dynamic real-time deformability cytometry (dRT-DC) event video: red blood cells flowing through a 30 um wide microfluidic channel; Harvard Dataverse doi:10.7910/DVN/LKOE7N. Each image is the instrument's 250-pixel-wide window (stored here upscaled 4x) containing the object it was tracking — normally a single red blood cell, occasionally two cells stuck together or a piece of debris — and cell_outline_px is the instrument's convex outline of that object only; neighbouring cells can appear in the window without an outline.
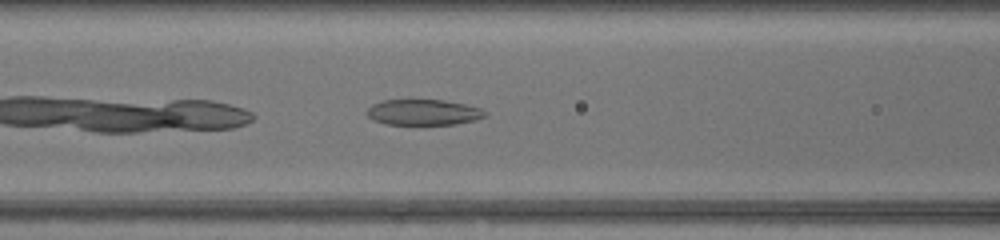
{"species": "common noctule bat (a hibernating species)", "species_latin": "Nyctalus noctula", "temperature_condition": "warm", "stored_images_in_passage": 25, "camera_frame_rate_fps": 3000, "um_per_image_px": 0.085, "animal": {"sex": "female", "body_mass_g": 17.0, "forearm_length_mm": 48.0}, "frame": {"image": 1, "passage_image": 5, "time_ms": 1.333, "image_size_px": [1000, 240], "cell_outline_px": [[488, 112], [484, 116], [476, 120], [456, 124], [388, 124], [372, 120], [364, 112], [372, 104], [384, 100], [444, 100], [464, 104], [480, 108]], "centroid_in_image_um": [35.97, 9.54], "position_along_channel_um": 130.6, "area_um2": 17.69}}
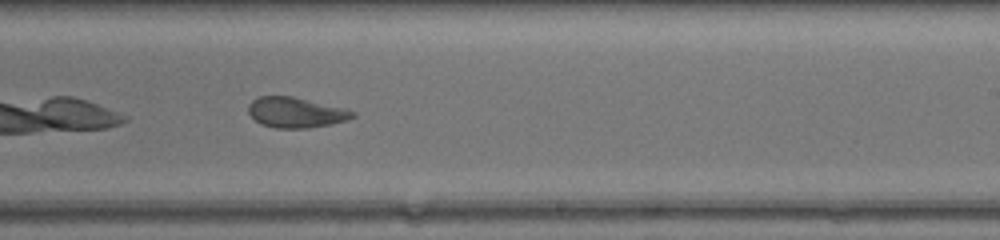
{"frame": {"image": 2, "passage_image": 14, "time_ms": 4.333, "image_size_px": [1000, 240], "cell_outline_px": [[356, 116], [348, 120], [308, 128], [276, 128], [260, 124], [248, 112], [248, 104], [252, 100], [260, 96], [292, 96], [348, 108], [356, 112]], "centroid_in_image_um": [25.18, 9.55], "position_along_channel_um": 263.8, "area_um2": 18.61}}
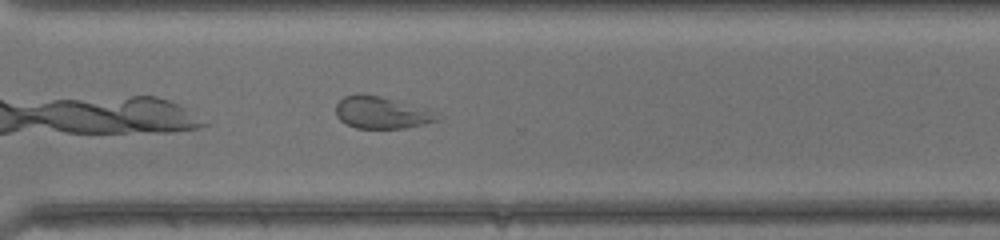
{"frame": {"image": 3, "passage_image": 19, "time_ms": 6.0, "image_size_px": [1000, 240], "cell_outline_px": [[444, 116], [440, 120], [424, 124], [404, 128], [356, 128], [340, 120], [336, 116], [336, 104], [344, 96], [380, 96]], "centroid_in_image_um": [32.42, 9.62], "position_along_channel_um": 338.2, "area_um2": 18.09}, "authors_computed_cell_mechanics": {"area_um2": 18.6116, "velocity_mm_per_s": 4.4576, "shape_relaxation_time_tau1_ms": 8.4133, "shape_relaxation_time_tau2_ms": 2.4427, "deformation_change_tau1": 0.2392, "deformation_change_tau2": 0.0813}}